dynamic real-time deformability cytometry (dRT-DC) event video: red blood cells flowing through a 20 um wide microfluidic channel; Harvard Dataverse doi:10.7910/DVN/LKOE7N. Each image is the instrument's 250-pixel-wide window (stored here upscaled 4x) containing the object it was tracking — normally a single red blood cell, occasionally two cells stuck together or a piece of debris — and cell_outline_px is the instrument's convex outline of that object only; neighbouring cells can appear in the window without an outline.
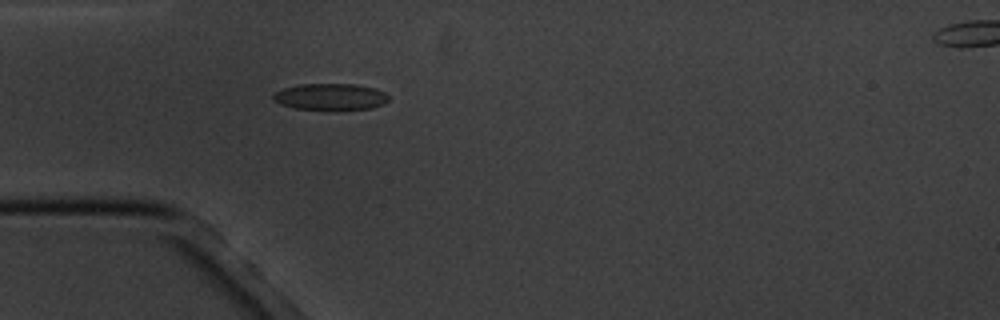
{"species": "common noctule bat (a hibernating species)", "species_latin": "Nyctalus noctula", "temperature_condition": "cold", "stored_images_in_passage": 2, "camera_frame_rate_fps": 3000, "um_per_image_px": 0.085, "animal": {"sex": "male", "body_mass_g": 20.1, "forearm_length_mm": 53.5}, "frame": {"image": 1, "passage_image": 1, "time_ms": 0.0, "image_size_px": [1000, 320], "cell_outline_px": [[388, 100], [384, 104], [372, 108], [336, 112], [328, 112], [296, 108], [280, 104], [272, 100], [272, 96], [276, 92], [284, 88], [300, 84], [356, 84], [372, 88], [384, 92], [388, 96]], "centroid_in_image_um": [28.09, 8.27], "position_along_channel_um": 56.9, "area_um2": 18.5}}